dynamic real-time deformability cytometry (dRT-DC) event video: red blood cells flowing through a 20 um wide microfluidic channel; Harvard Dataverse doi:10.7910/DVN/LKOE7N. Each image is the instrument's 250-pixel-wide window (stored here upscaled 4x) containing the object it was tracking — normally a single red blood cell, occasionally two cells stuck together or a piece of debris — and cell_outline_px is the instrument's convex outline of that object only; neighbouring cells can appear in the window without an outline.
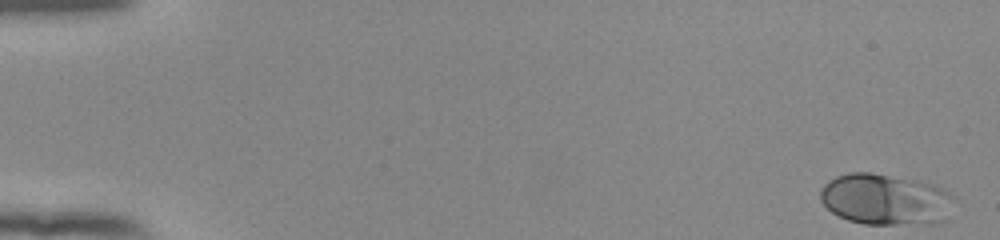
{"species": "human", "species_latin": "Homo sapiens", "temperature_condition": "room temperature", "stored_images_in_passage": 53, "camera_frame_rate_fps": 3000, "um_per_image_px": 0.085, "donor": {"sex": "female"}, "frame": {"image": 1, "passage_image": 1, "time_ms": 0.0, "image_size_px": [1000, 240], "cell_outline_px": [[952, 196], [948, 220], [940, 224], [864, 224], [848, 220], [832, 212], [820, 200], [820, 188], [828, 180], [836, 176], [848, 172], [868, 172], [920, 180], [932, 184], [948, 192]], "centroid_in_image_um": [75.26, 16.96], "position_along_channel_um": 9.7, "area_um2": 40.23}}
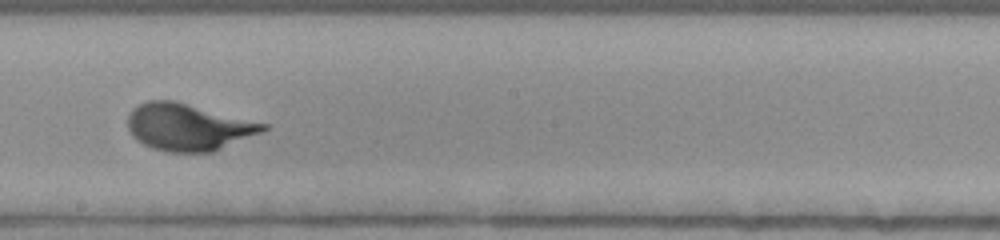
{"frame": {"image": 2, "passage_image": 31, "time_ms": 10.0, "image_size_px": [1000, 240], "cell_outline_px": [[268, 128], [264, 132], [212, 152], [168, 152], [152, 148], [136, 140], [132, 136], [128, 128], [128, 116], [132, 108], [148, 100], [172, 100], [268, 124]], "centroid_in_image_um": [15.99, 10.81], "position_along_channel_um": 232.2, "area_um2": 36.93}}
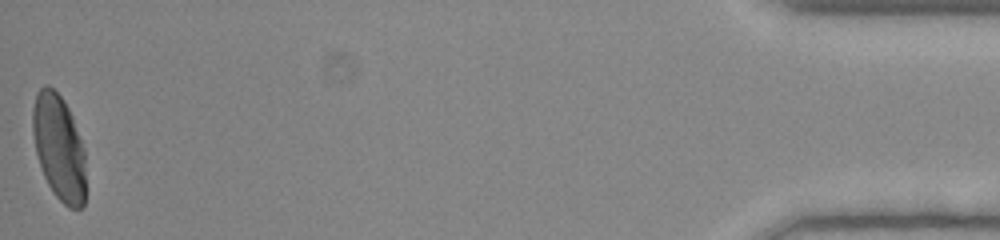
{"frame": {"image": 3, "passage_image": 53, "time_ms": 17.333, "image_size_px": [1000, 240], "cell_outline_px": [[84, 204], [80, 208], [68, 208], [52, 192], [44, 176], [36, 152], [32, 132], [32, 108], [36, 92], [44, 84], [48, 84], [64, 100], [72, 116], [84, 152]], "centroid_in_image_um": [4.97, 12.5], "position_along_channel_um": 430.2, "area_um2": 32.43}, "authors_computed_cell_mechanics": {"area_um2": 35.7204, "velocity_mm_per_s": 3.8917, "shape_relaxation_time_tau1_ms": 2.898, "shape_relaxation_time_tau2_ms": null, "deformation_change_tau1": 0.1784, "deformation_change_tau2": null}}